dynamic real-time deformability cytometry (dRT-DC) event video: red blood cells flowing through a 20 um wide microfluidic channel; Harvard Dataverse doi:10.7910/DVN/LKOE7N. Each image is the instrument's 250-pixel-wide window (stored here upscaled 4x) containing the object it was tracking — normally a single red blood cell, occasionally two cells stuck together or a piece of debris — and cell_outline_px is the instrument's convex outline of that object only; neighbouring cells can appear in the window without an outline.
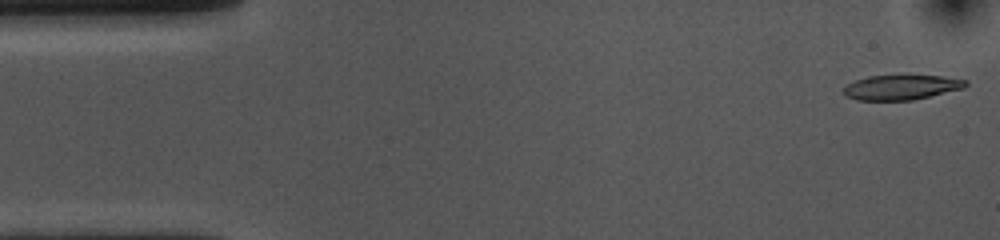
{"species": "common noctule bat (a hibernating species)", "species_latin": "Nyctalus noctula", "temperature_condition": "cold", "stored_images_in_passage": 53, "camera_frame_rate_fps": 3000, "um_per_image_px": 0.085, "animal": {"sex": "female", "body_mass_g": 10.0, "forearm_length_mm": 53.1}, "frame": {"image": 1, "passage_image": 1, "time_ms": 0.0, "image_size_px": [1000, 240], "cell_outline_px": [[968, 84], [964, 88], [912, 100], [856, 100], [844, 96], [844, 88], [848, 84], [856, 80], [868, 76], [944, 76], [968, 80]], "centroid_in_image_um": [76.62, 7.43], "position_along_channel_um": 8.4, "area_um2": 17.51}}
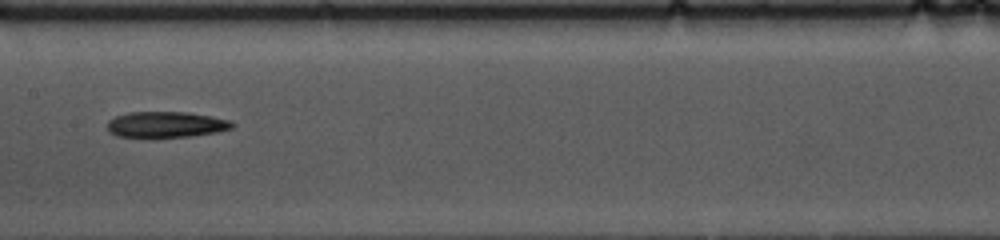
{"frame": {"image": 2, "passage_image": 25, "time_ms": 8.0, "image_size_px": [1000, 240], "cell_outline_px": [[236, 124], [232, 128], [216, 132], [192, 136], [116, 136], [108, 132], [108, 120], [116, 116], [132, 112], [188, 112], [212, 116], [232, 120]], "centroid_in_image_um": [14.16, 10.57], "position_along_channel_um": 193.2, "area_um2": 18.67}}
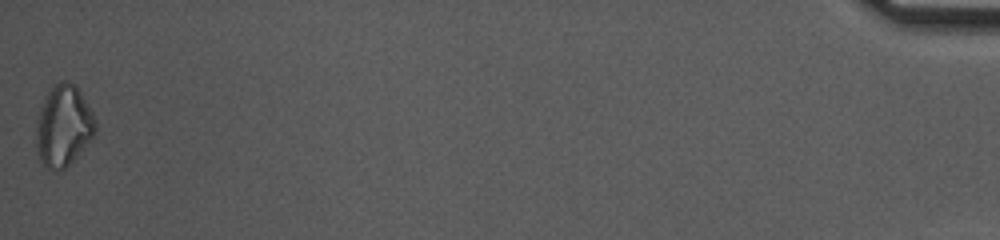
{"frame": {"image": 3, "passage_image": 53, "time_ms": 17.333, "image_size_px": [1000, 240], "cell_outline_px": [[96, 128], [92, 136], [76, 156], [64, 168], [48, 168], [40, 160], [36, 152], [36, 120], [40, 108], [52, 84], [60, 80], [68, 80], [76, 84], [92, 112], [96, 120]], "centroid_in_image_um": [5.37, 10.62], "position_along_channel_um": 429.8, "area_um2": 27.74}}